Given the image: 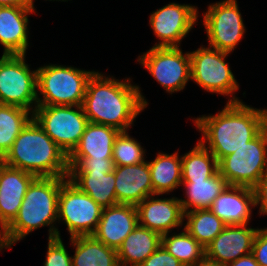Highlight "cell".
Instances as JSON below:
<instances>
[{"instance_id": "1", "label": "cell", "mask_w": 267, "mask_h": 266, "mask_svg": "<svg viewBox=\"0 0 267 266\" xmlns=\"http://www.w3.org/2000/svg\"><path fill=\"white\" fill-rule=\"evenodd\" d=\"M131 79L118 80L95 72L88 81L82 107L88 122L126 132L148 102Z\"/></svg>"}, {"instance_id": "2", "label": "cell", "mask_w": 267, "mask_h": 266, "mask_svg": "<svg viewBox=\"0 0 267 266\" xmlns=\"http://www.w3.org/2000/svg\"><path fill=\"white\" fill-rule=\"evenodd\" d=\"M193 122L202 134L199 142L219 163L253 140L267 126V109L253 108L244 102H227L216 115H201Z\"/></svg>"}, {"instance_id": "3", "label": "cell", "mask_w": 267, "mask_h": 266, "mask_svg": "<svg viewBox=\"0 0 267 266\" xmlns=\"http://www.w3.org/2000/svg\"><path fill=\"white\" fill-rule=\"evenodd\" d=\"M68 177H36L29 185L14 220L3 230L8 249L32 231L49 226L48 239L61 238L58 222V197Z\"/></svg>"}, {"instance_id": "4", "label": "cell", "mask_w": 267, "mask_h": 266, "mask_svg": "<svg viewBox=\"0 0 267 266\" xmlns=\"http://www.w3.org/2000/svg\"><path fill=\"white\" fill-rule=\"evenodd\" d=\"M3 163L36 177H68V156L32 118L21 130Z\"/></svg>"}, {"instance_id": "5", "label": "cell", "mask_w": 267, "mask_h": 266, "mask_svg": "<svg viewBox=\"0 0 267 266\" xmlns=\"http://www.w3.org/2000/svg\"><path fill=\"white\" fill-rule=\"evenodd\" d=\"M94 73L95 71L57 64L39 67L37 69V106H81L88 81Z\"/></svg>"}, {"instance_id": "6", "label": "cell", "mask_w": 267, "mask_h": 266, "mask_svg": "<svg viewBox=\"0 0 267 266\" xmlns=\"http://www.w3.org/2000/svg\"><path fill=\"white\" fill-rule=\"evenodd\" d=\"M228 185L254 188L267 172V126L246 145L218 163Z\"/></svg>"}, {"instance_id": "7", "label": "cell", "mask_w": 267, "mask_h": 266, "mask_svg": "<svg viewBox=\"0 0 267 266\" xmlns=\"http://www.w3.org/2000/svg\"><path fill=\"white\" fill-rule=\"evenodd\" d=\"M229 54L203 45L189 52L191 80L207 92L230 96L228 103L242 102L233 95L239 90V84L230 70L229 63L225 62Z\"/></svg>"}, {"instance_id": "8", "label": "cell", "mask_w": 267, "mask_h": 266, "mask_svg": "<svg viewBox=\"0 0 267 266\" xmlns=\"http://www.w3.org/2000/svg\"><path fill=\"white\" fill-rule=\"evenodd\" d=\"M25 54H6L0 58V104L37 107V69L30 70ZM34 104V105H33Z\"/></svg>"}, {"instance_id": "9", "label": "cell", "mask_w": 267, "mask_h": 266, "mask_svg": "<svg viewBox=\"0 0 267 266\" xmlns=\"http://www.w3.org/2000/svg\"><path fill=\"white\" fill-rule=\"evenodd\" d=\"M33 119L67 156L79 144L88 124L82 105L37 106Z\"/></svg>"}, {"instance_id": "10", "label": "cell", "mask_w": 267, "mask_h": 266, "mask_svg": "<svg viewBox=\"0 0 267 266\" xmlns=\"http://www.w3.org/2000/svg\"><path fill=\"white\" fill-rule=\"evenodd\" d=\"M103 207L81 191L68 178L61 184L58 197V223L64 221L70 238L92 236Z\"/></svg>"}, {"instance_id": "11", "label": "cell", "mask_w": 267, "mask_h": 266, "mask_svg": "<svg viewBox=\"0 0 267 266\" xmlns=\"http://www.w3.org/2000/svg\"><path fill=\"white\" fill-rule=\"evenodd\" d=\"M137 61L168 93L183 90L191 80L190 55L183 53L180 46L152 47Z\"/></svg>"}, {"instance_id": "12", "label": "cell", "mask_w": 267, "mask_h": 266, "mask_svg": "<svg viewBox=\"0 0 267 266\" xmlns=\"http://www.w3.org/2000/svg\"><path fill=\"white\" fill-rule=\"evenodd\" d=\"M209 47L231 53L246 31L236 0L212 3L203 13Z\"/></svg>"}, {"instance_id": "13", "label": "cell", "mask_w": 267, "mask_h": 266, "mask_svg": "<svg viewBox=\"0 0 267 266\" xmlns=\"http://www.w3.org/2000/svg\"><path fill=\"white\" fill-rule=\"evenodd\" d=\"M198 8L191 4L169 3L152 12L149 24L160 40L153 47H179L198 20Z\"/></svg>"}, {"instance_id": "14", "label": "cell", "mask_w": 267, "mask_h": 266, "mask_svg": "<svg viewBox=\"0 0 267 266\" xmlns=\"http://www.w3.org/2000/svg\"><path fill=\"white\" fill-rule=\"evenodd\" d=\"M247 227V225H226L206 246L205 257L225 266L241 256L252 253L259 228Z\"/></svg>"}, {"instance_id": "15", "label": "cell", "mask_w": 267, "mask_h": 266, "mask_svg": "<svg viewBox=\"0 0 267 266\" xmlns=\"http://www.w3.org/2000/svg\"><path fill=\"white\" fill-rule=\"evenodd\" d=\"M155 196L146 197L136 206L138 224L162 236L183 225L184 211L180 199Z\"/></svg>"}, {"instance_id": "16", "label": "cell", "mask_w": 267, "mask_h": 266, "mask_svg": "<svg viewBox=\"0 0 267 266\" xmlns=\"http://www.w3.org/2000/svg\"><path fill=\"white\" fill-rule=\"evenodd\" d=\"M32 173L0 164V229L4 230L17 216L31 182Z\"/></svg>"}, {"instance_id": "17", "label": "cell", "mask_w": 267, "mask_h": 266, "mask_svg": "<svg viewBox=\"0 0 267 266\" xmlns=\"http://www.w3.org/2000/svg\"><path fill=\"white\" fill-rule=\"evenodd\" d=\"M137 225L136 206L116 204L102 209L101 218L92 236L107 247L118 250Z\"/></svg>"}, {"instance_id": "18", "label": "cell", "mask_w": 267, "mask_h": 266, "mask_svg": "<svg viewBox=\"0 0 267 266\" xmlns=\"http://www.w3.org/2000/svg\"><path fill=\"white\" fill-rule=\"evenodd\" d=\"M114 175L118 204L137 206L146 197L156 195L152 186L148 161L135 165L115 166Z\"/></svg>"}, {"instance_id": "19", "label": "cell", "mask_w": 267, "mask_h": 266, "mask_svg": "<svg viewBox=\"0 0 267 266\" xmlns=\"http://www.w3.org/2000/svg\"><path fill=\"white\" fill-rule=\"evenodd\" d=\"M251 207H256L252 188L228 185L214 199L209 210L226 225H248Z\"/></svg>"}, {"instance_id": "20", "label": "cell", "mask_w": 267, "mask_h": 266, "mask_svg": "<svg viewBox=\"0 0 267 266\" xmlns=\"http://www.w3.org/2000/svg\"><path fill=\"white\" fill-rule=\"evenodd\" d=\"M34 7L0 6V44L3 54H25L29 46L28 15Z\"/></svg>"}, {"instance_id": "21", "label": "cell", "mask_w": 267, "mask_h": 266, "mask_svg": "<svg viewBox=\"0 0 267 266\" xmlns=\"http://www.w3.org/2000/svg\"><path fill=\"white\" fill-rule=\"evenodd\" d=\"M120 132L110 126L88 122L79 144L68 158L112 159L114 141Z\"/></svg>"}, {"instance_id": "22", "label": "cell", "mask_w": 267, "mask_h": 266, "mask_svg": "<svg viewBox=\"0 0 267 266\" xmlns=\"http://www.w3.org/2000/svg\"><path fill=\"white\" fill-rule=\"evenodd\" d=\"M162 236L137 225L117 250L120 266H139L161 246Z\"/></svg>"}, {"instance_id": "23", "label": "cell", "mask_w": 267, "mask_h": 266, "mask_svg": "<svg viewBox=\"0 0 267 266\" xmlns=\"http://www.w3.org/2000/svg\"><path fill=\"white\" fill-rule=\"evenodd\" d=\"M68 179L101 207L118 204L114 171L107 174L104 172H69Z\"/></svg>"}, {"instance_id": "24", "label": "cell", "mask_w": 267, "mask_h": 266, "mask_svg": "<svg viewBox=\"0 0 267 266\" xmlns=\"http://www.w3.org/2000/svg\"><path fill=\"white\" fill-rule=\"evenodd\" d=\"M187 199H180L183 211L210 209L214 199L228 186L219 171L206 180H182Z\"/></svg>"}, {"instance_id": "25", "label": "cell", "mask_w": 267, "mask_h": 266, "mask_svg": "<svg viewBox=\"0 0 267 266\" xmlns=\"http://www.w3.org/2000/svg\"><path fill=\"white\" fill-rule=\"evenodd\" d=\"M178 151L172 154L158 152L154 160L148 161L154 193L168 194L182 186V164Z\"/></svg>"}, {"instance_id": "26", "label": "cell", "mask_w": 267, "mask_h": 266, "mask_svg": "<svg viewBox=\"0 0 267 266\" xmlns=\"http://www.w3.org/2000/svg\"><path fill=\"white\" fill-rule=\"evenodd\" d=\"M70 242L75 247L74 256H71L72 266H120L117 250L93 236L73 237Z\"/></svg>"}, {"instance_id": "27", "label": "cell", "mask_w": 267, "mask_h": 266, "mask_svg": "<svg viewBox=\"0 0 267 266\" xmlns=\"http://www.w3.org/2000/svg\"><path fill=\"white\" fill-rule=\"evenodd\" d=\"M182 180H206L218 171V161L215 156L200 142L182 155Z\"/></svg>"}, {"instance_id": "28", "label": "cell", "mask_w": 267, "mask_h": 266, "mask_svg": "<svg viewBox=\"0 0 267 266\" xmlns=\"http://www.w3.org/2000/svg\"><path fill=\"white\" fill-rule=\"evenodd\" d=\"M33 113L14 105L0 104V155L4 157Z\"/></svg>"}, {"instance_id": "29", "label": "cell", "mask_w": 267, "mask_h": 266, "mask_svg": "<svg viewBox=\"0 0 267 266\" xmlns=\"http://www.w3.org/2000/svg\"><path fill=\"white\" fill-rule=\"evenodd\" d=\"M184 228L204 248L225 228L226 224L209 209L184 213Z\"/></svg>"}, {"instance_id": "30", "label": "cell", "mask_w": 267, "mask_h": 266, "mask_svg": "<svg viewBox=\"0 0 267 266\" xmlns=\"http://www.w3.org/2000/svg\"><path fill=\"white\" fill-rule=\"evenodd\" d=\"M161 245L184 266H191L205 257V248L185 229L162 235Z\"/></svg>"}, {"instance_id": "31", "label": "cell", "mask_w": 267, "mask_h": 266, "mask_svg": "<svg viewBox=\"0 0 267 266\" xmlns=\"http://www.w3.org/2000/svg\"><path fill=\"white\" fill-rule=\"evenodd\" d=\"M145 149L126 132H120L114 141L112 159L115 166L135 165L145 161Z\"/></svg>"}, {"instance_id": "32", "label": "cell", "mask_w": 267, "mask_h": 266, "mask_svg": "<svg viewBox=\"0 0 267 266\" xmlns=\"http://www.w3.org/2000/svg\"><path fill=\"white\" fill-rule=\"evenodd\" d=\"M69 172H104L114 171L113 159L68 158Z\"/></svg>"}, {"instance_id": "33", "label": "cell", "mask_w": 267, "mask_h": 266, "mask_svg": "<svg viewBox=\"0 0 267 266\" xmlns=\"http://www.w3.org/2000/svg\"><path fill=\"white\" fill-rule=\"evenodd\" d=\"M46 254L44 266H72L71 256L61 238L48 239Z\"/></svg>"}, {"instance_id": "34", "label": "cell", "mask_w": 267, "mask_h": 266, "mask_svg": "<svg viewBox=\"0 0 267 266\" xmlns=\"http://www.w3.org/2000/svg\"><path fill=\"white\" fill-rule=\"evenodd\" d=\"M139 266H184L162 245Z\"/></svg>"}, {"instance_id": "35", "label": "cell", "mask_w": 267, "mask_h": 266, "mask_svg": "<svg viewBox=\"0 0 267 266\" xmlns=\"http://www.w3.org/2000/svg\"><path fill=\"white\" fill-rule=\"evenodd\" d=\"M252 254L259 266H267V228L258 230L254 239Z\"/></svg>"}, {"instance_id": "36", "label": "cell", "mask_w": 267, "mask_h": 266, "mask_svg": "<svg viewBox=\"0 0 267 266\" xmlns=\"http://www.w3.org/2000/svg\"><path fill=\"white\" fill-rule=\"evenodd\" d=\"M253 190L256 206L260 205L259 214L267 215V172L261 177Z\"/></svg>"}, {"instance_id": "37", "label": "cell", "mask_w": 267, "mask_h": 266, "mask_svg": "<svg viewBox=\"0 0 267 266\" xmlns=\"http://www.w3.org/2000/svg\"><path fill=\"white\" fill-rule=\"evenodd\" d=\"M225 266H259L252 253L241 256Z\"/></svg>"}, {"instance_id": "38", "label": "cell", "mask_w": 267, "mask_h": 266, "mask_svg": "<svg viewBox=\"0 0 267 266\" xmlns=\"http://www.w3.org/2000/svg\"><path fill=\"white\" fill-rule=\"evenodd\" d=\"M34 0H0V6L34 7Z\"/></svg>"}, {"instance_id": "39", "label": "cell", "mask_w": 267, "mask_h": 266, "mask_svg": "<svg viewBox=\"0 0 267 266\" xmlns=\"http://www.w3.org/2000/svg\"><path fill=\"white\" fill-rule=\"evenodd\" d=\"M191 266H224V265L219 264L216 261L210 260L207 257H204L202 260L196 262Z\"/></svg>"}, {"instance_id": "40", "label": "cell", "mask_w": 267, "mask_h": 266, "mask_svg": "<svg viewBox=\"0 0 267 266\" xmlns=\"http://www.w3.org/2000/svg\"><path fill=\"white\" fill-rule=\"evenodd\" d=\"M4 248L8 249V247L6 246L5 240H4L3 230L0 229V251Z\"/></svg>"}, {"instance_id": "41", "label": "cell", "mask_w": 267, "mask_h": 266, "mask_svg": "<svg viewBox=\"0 0 267 266\" xmlns=\"http://www.w3.org/2000/svg\"><path fill=\"white\" fill-rule=\"evenodd\" d=\"M3 163V157L0 155V164Z\"/></svg>"}, {"instance_id": "42", "label": "cell", "mask_w": 267, "mask_h": 266, "mask_svg": "<svg viewBox=\"0 0 267 266\" xmlns=\"http://www.w3.org/2000/svg\"><path fill=\"white\" fill-rule=\"evenodd\" d=\"M49 1H52V0H49ZM53 1H55V0H53ZM56 1H61V0H56ZM62 1H64V2H65V1H68V0H62Z\"/></svg>"}]
</instances>
